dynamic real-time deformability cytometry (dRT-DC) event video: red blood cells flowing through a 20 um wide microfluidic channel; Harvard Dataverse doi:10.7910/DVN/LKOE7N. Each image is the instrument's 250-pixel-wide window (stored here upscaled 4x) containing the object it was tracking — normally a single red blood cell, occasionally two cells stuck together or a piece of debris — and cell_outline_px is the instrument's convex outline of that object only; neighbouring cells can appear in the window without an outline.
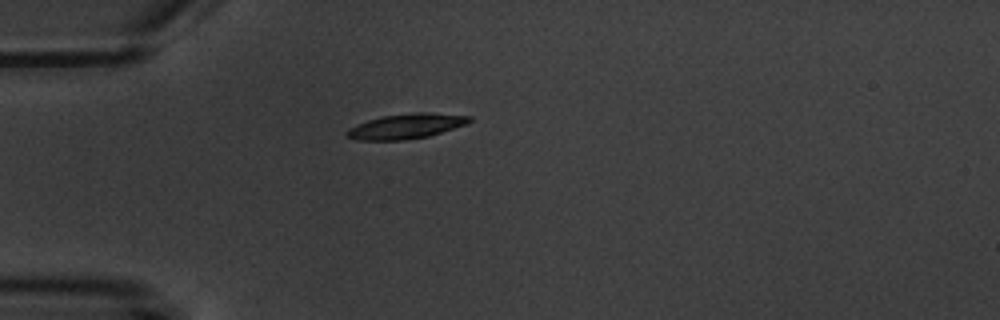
{"species": "common noctule bat (a hibernating species)", "species_latin": "Nyctalus noctula", "temperature_condition": "warm", "stored_images_in_passage": 4, "camera_frame_rate_fps": 3000, "um_per_image_px": 0.085, "animal": {"sex": "male", "body_mass_g": 20.1, "forearm_length_mm": 53.5}, "frame": {"image": 1, "passage_image": 4, "time_ms": 4.667, "image_size_px": [1000, 320], "cell_outline_px": [[472, 120], [468, 124], [428, 136], [404, 140], [356, 140], [348, 136], [344, 132], [348, 128], [368, 120], [384, 116], [424, 112], [472, 116]], "centroid_in_image_um": [34.54, 10.73], "position_along_channel_um": 50.5, "area_um2": 17.63}}